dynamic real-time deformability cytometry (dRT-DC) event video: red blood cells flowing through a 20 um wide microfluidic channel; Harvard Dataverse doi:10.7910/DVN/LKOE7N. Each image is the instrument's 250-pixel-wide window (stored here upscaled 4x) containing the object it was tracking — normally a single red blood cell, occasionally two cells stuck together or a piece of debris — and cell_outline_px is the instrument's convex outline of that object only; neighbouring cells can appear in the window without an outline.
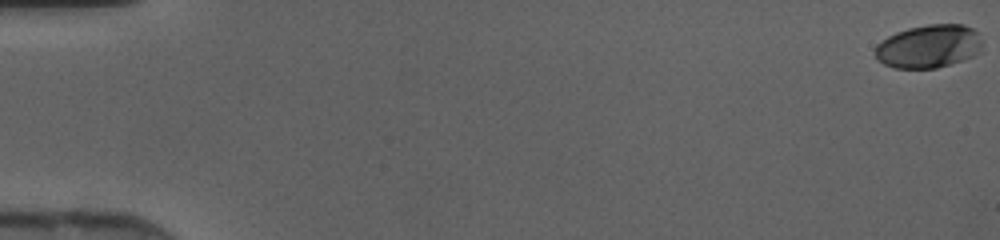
{"species": "human", "species_latin": "Homo sapiens", "temperature_condition": "cold", "stored_images_in_passage": 47, "camera_frame_rate_fps": 3000, "um_per_image_px": 0.085, "donor": {"sex": "female"}, "frame": {"image": 1, "passage_image": 1, "time_ms": 0.0, "image_size_px": [1000, 240], "cell_outline_px": [[984, 44], [980, 52], [972, 56], [936, 68], [896, 68], [884, 64], [876, 60], [876, 44], [888, 36], [896, 32], [908, 28], [928, 24], [964, 24], [972, 28], [984, 40]], "centroid_in_image_um": [78.96, 3.92], "position_along_channel_um": 6.0, "area_um2": 27.11}}
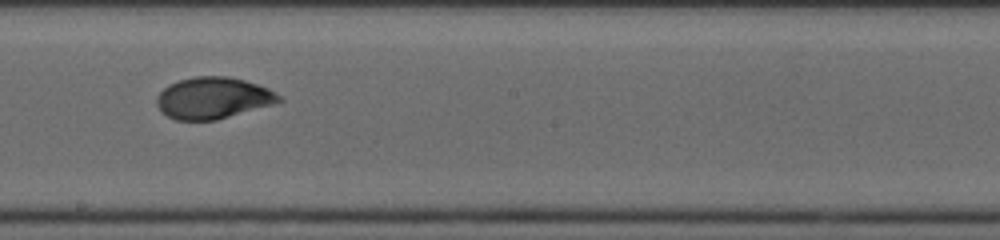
{"frame": {"image": 2, "passage_image": 28, "time_ms": 9.0, "image_size_px": [1000, 240], "cell_outline_px": [[284, 100], [272, 104], [216, 120], [176, 120], [160, 112], [156, 104], [156, 96], [168, 84], [180, 80], [196, 76], [228, 76], [244, 80], [268, 88], [276, 92]], "centroid_in_image_um": [18.08, 8.33], "position_along_channel_um": 230.1, "area_um2": 29.54}}
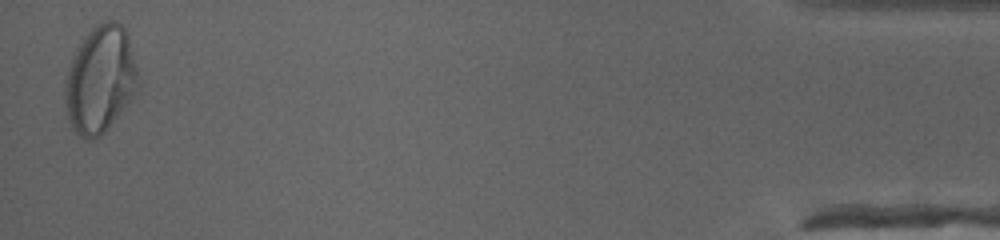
{"frame": {"image": 3, "passage_image": 47, "time_ms": 15.333, "image_size_px": [1000, 240], "cell_outline_px": [[140, 88], [132, 100], [108, 128], [100, 136], [92, 140], [88, 140], [80, 136], [72, 128], [68, 120], [64, 104], [64, 80], [72, 56], [76, 48], [84, 36], [96, 24], [108, 20], [112, 20], [120, 24], [128, 32], [140, 80]], "centroid_in_image_um": [8.53, 6.77], "position_along_channel_um": 426.7, "area_um2": 46.59}}